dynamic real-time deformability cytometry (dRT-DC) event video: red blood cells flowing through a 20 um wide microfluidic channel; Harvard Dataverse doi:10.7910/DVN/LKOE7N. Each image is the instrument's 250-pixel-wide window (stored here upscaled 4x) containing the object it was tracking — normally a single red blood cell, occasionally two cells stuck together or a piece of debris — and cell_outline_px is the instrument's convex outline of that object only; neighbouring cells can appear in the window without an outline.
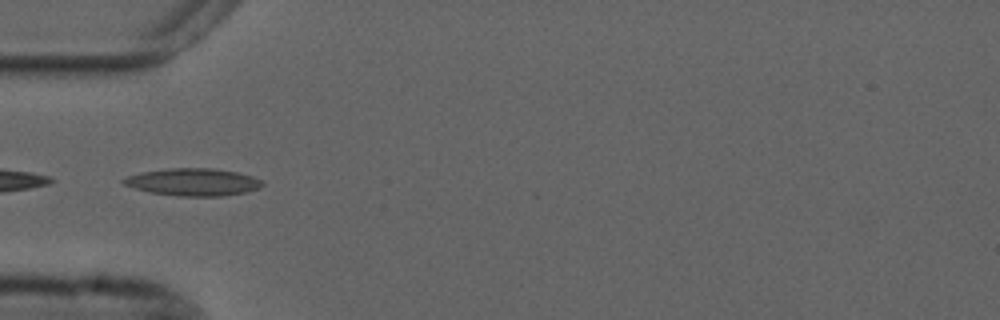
{"species": "common noctule bat (a hibernating species)", "species_latin": "Nyctalus noctula", "temperature_condition": "cold", "stored_images_in_passage": 20, "camera_frame_rate_fps": 3000, "um_per_image_px": 0.085, "animal": {"sex": "male", "forearm_length_mm": 52.5}, "frame": {"image": 1, "passage_image": 3, "time_ms": 0.667, "image_size_px": [1000, 320], "cell_outline_px": [[264, 184], [260, 188], [244, 192], [224, 196], [180, 196], [152, 192], [136, 188], [124, 184], [120, 180], [128, 176], [144, 172], [168, 168], [212, 168], [236, 172], [252, 176], [260, 180]], "centroid_in_image_um": [16.44, 15.47], "position_along_channel_um": 68.6, "area_um2": 21.85}}
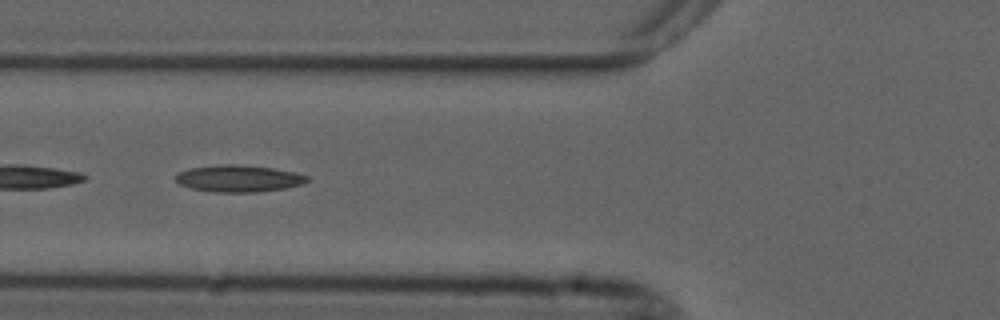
{"frame": {"image": 2, "passage_image": 6, "time_ms": 1.667, "image_size_px": [1000, 320], "cell_outline_px": [[312, 180], [304, 184], [288, 188], [256, 192], [216, 192], [192, 188], [180, 184], [172, 180], [180, 172], [188, 168], [224, 164], [236, 164], [272, 168], [292, 172], [308, 176]], "centroid_in_image_um": [20.31, 15.18], "position_along_channel_um": 105.5, "area_um2": 20.63}}